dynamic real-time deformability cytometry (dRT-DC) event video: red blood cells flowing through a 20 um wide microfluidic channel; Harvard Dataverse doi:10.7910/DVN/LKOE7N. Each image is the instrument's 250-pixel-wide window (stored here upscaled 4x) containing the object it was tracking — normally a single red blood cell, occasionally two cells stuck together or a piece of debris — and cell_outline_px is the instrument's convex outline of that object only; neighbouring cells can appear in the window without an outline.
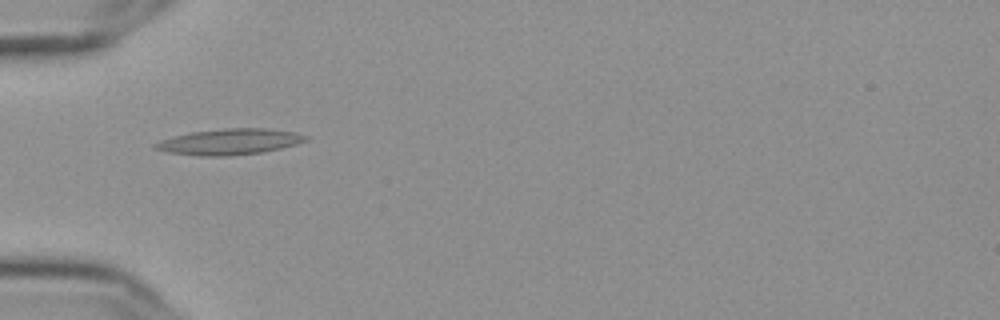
{"species": "Egyptian fruit bat (a non-hibernating species)", "species_latin": "Rousettus aegyptiacus", "temperature_condition": "cold", "stored_images_in_passage": 56, "camera_frame_rate_fps": 3000, "um_per_image_px": 0.085, "frame": {"image": 1, "passage_image": 19, "time_ms": 6.0, "image_size_px": [1000, 320], "cell_outline_px": [[308, 140], [296, 144], [280, 148], [260, 152], [228, 156], [200, 156], [168, 152], [152, 148], [152, 144], [160, 140], [172, 136], [192, 132], [224, 128], [268, 128], [296, 132], [308, 136]], "centroid_in_image_um": [19.49, 12.04], "position_along_channel_um": 65.5, "area_um2": 22.77}}
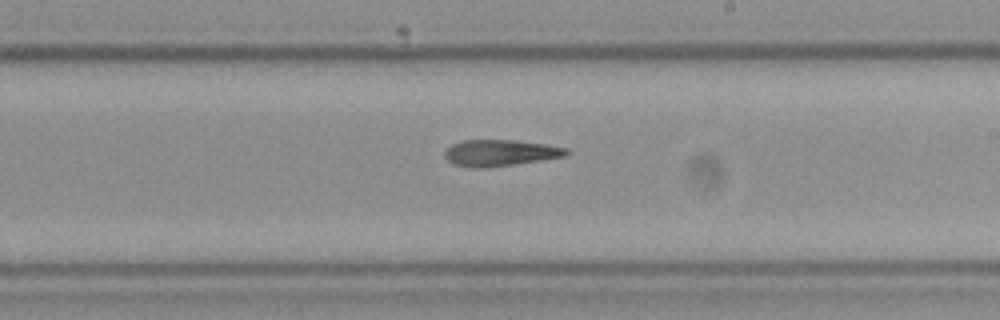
{"frame": {"image": 2, "passage_image": 34, "time_ms": 11.0, "image_size_px": [1000, 320], "cell_outline_px": [[572, 152], [564, 156], [540, 160], [484, 168], [472, 168], [452, 164], [444, 156], [444, 148], [452, 144], [464, 140], [512, 140], [544, 144], [568, 148]], "centroid_in_image_um": [42.47, 12.99], "position_along_channel_um": 246.5, "area_um2": 18.67}}
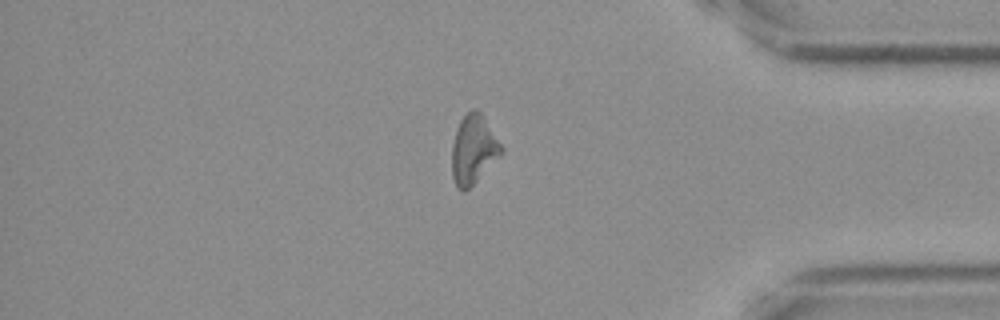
{"frame": {"image": 3, "passage_image": 48, "time_ms": 15.667, "image_size_px": [1000, 320], "cell_outline_px": [[504, 152], [464, 192], [456, 188], [452, 176], [452, 144], [456, 128], [460, 120], [472, 108], [476, 108], [480, 112], [504, 148]], "centroid_in_image_um": [40.23, 12.7], "position_along_channel_um": 395.0, "area_um2": 19.71}, "authors_computed_cell_mechanics": {"area_um2": 19.8832, "velocity_mm_per_s": 3.6462, "shape_relaxation_time_tau1_ms": null, "shape_relaxation_time_tau2_ms": 5.1335, "deformation_change_tau1": null, "deformation_change_tau2": 0.1651}}